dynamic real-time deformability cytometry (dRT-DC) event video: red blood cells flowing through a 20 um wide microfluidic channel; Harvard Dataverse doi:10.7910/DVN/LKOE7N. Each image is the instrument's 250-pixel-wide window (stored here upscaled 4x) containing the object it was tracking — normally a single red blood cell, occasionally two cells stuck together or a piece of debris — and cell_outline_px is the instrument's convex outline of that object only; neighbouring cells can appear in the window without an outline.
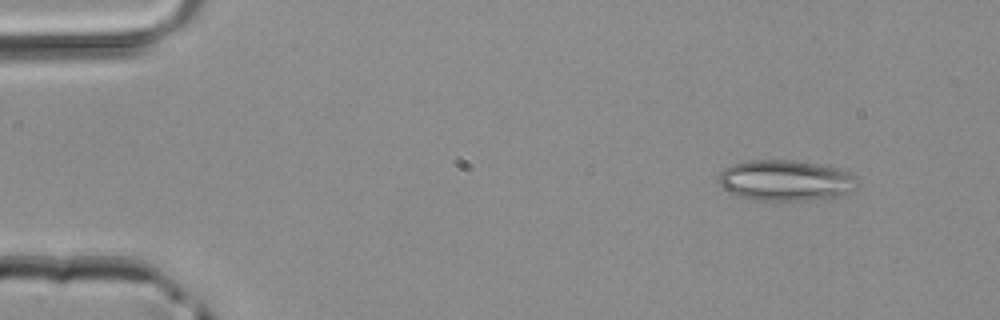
{"species": "common noctule bat (a hibernating species)", "species_latin": "Nyctalus noctula", "temperature_condition": "room temperature", "stored_images_in_passage": 3, "camera_frame_rate_fps": 3000, "um_per_image_px": 0.085, "animal": {"sex": "male", "body_mass_g": 20.4}, "frame": {"image": 1, "passage_image": 1, "time_ms": 0.0, "image_size_px": [1000, 320], "cell_outline_px": [[856, 192], [832, 200], [748, 200], [736, 196], [724, 188], [720, 184], [720, 172], [724, 168], [732, 164], [748, 160], [792, 160], [816, 164], [836, 168], [848, 172], [856, 176]], "centroid_in_image_um": [66.84, 15.37], "position_along_channel_um": 18.2, "area_um2": 33.58}}